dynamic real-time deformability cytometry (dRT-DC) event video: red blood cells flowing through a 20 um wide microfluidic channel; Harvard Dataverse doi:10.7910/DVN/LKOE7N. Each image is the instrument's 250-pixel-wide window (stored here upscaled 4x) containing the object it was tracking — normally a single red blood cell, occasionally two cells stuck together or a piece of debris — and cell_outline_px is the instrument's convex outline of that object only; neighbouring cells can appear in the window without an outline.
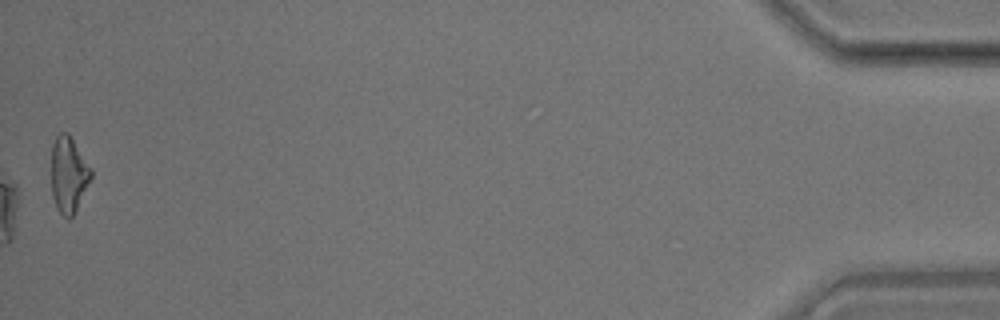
{"species": "common noctule bat (a hibernating species)", "species_latin": "Nyctalus noctula", "temperature_condition": "room temperature", "stored_images_in_passage": 53, "camera_frame_rate_fps": 3000, "um_per_image_px": 0.085, "animal": {"sex": "male", "body_mass_g": 17.9}, "frame": {"image": 1, "passage_image": 53, "time_ms": 17.333, "image_size_px": [1000, 320], "cell_outline_px": [[92, 176], [72, 216], [68, 220], [56, 208], [52, 196], [52, 144], [56, 136], [60, 132], [68, 132], [92, 168]], "centroid_in_image_um": [5.82, 14.81], "position_along_channel_um": 429.4, "area_um2": 17.46}, "authors_computed_cell_mechanics": {"area_um2": 19.1318, "velocity_mm_per_s": 3.8256, "shape_relaxation_time_tau1_ms": 6.6683, "shape_relaxation_time_tau2_ms": 1.5931, "deformation_change_tau1": 0.1827, "deformation_change_tau2": 0.0832}}